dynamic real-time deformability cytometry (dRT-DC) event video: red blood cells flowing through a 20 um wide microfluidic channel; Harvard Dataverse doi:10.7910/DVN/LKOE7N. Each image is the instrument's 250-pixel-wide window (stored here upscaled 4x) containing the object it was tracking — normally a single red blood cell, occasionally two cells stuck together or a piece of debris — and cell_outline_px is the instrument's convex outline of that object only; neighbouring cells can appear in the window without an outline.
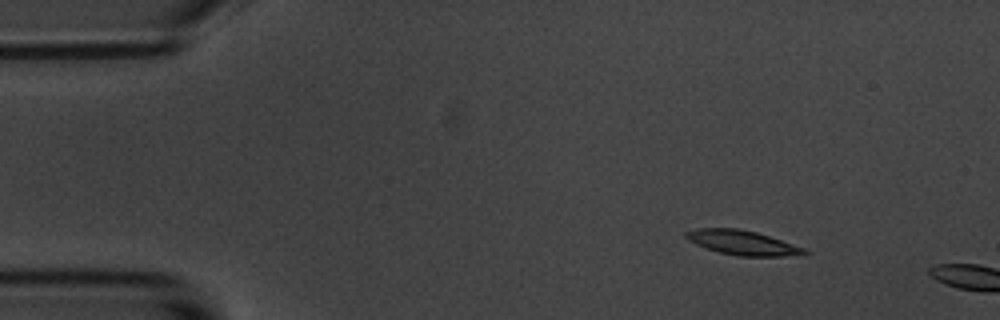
{"species": "common noctule bat (a hibernating species)", "species_latin": "Nyctalus noctula", "temperature_condition": "room temperature", "stored_images_in_passage": 3, "camera_frame_rate_fps": 3000, "um_per_image_px": 0.085, "animal": {"sex": "male", "body_mass_g": 20.1, "forearm_length_mm": 53.5}, "frame": {"image": 1, "passage_image": 2, "time_ms": 1.333, "image_size_px": [1000, 320], "cell_outline_px": [[808, 252], [804, 256], [736, 256], [704, 248], [688, 240], [684, 236], [684, 232], [696, 228], [736, 228], [756, 232], [804, 248]], "centroid_in_image_um": [63.08, 20.63], "position_along_channel_um": 21.9, "area_um2": 16.94}}